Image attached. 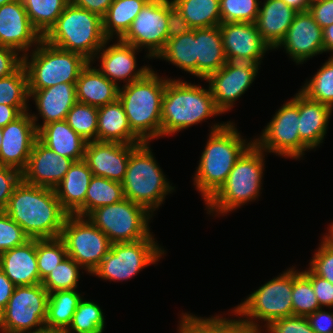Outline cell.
Segmentation results:
<instances>
[{
  "mask_svg": "<svg viewBox=\"0 0 333 333\" xmlns=\"http://www.w3.org/2000/svg\"><path fill=\"white\" fill-rule=\"evenodd\" d=\"M168 0H149L121 38L138 49L147 48V57L157 58L168 40Z\"/></svg>",
  "mask_w": 333,
  "mask_h": 333,
  "instance_id": "obj_15",
  "label": "cell"
},
{
  "mask_svg": "<svg viewBox=\"0 0 333 333\" xmlns=\"http://www.w3.org/2000/svg\"><path fill=\"white\" fill-rule=\"evenodd\" d=\"M308 11L322 29L333 24V0L310 4Z\"/></svg>",
  "mask_w": 333,
  "mask_h": 333,
  "instance_id": "obj_55",
  "label": "cell"
},
{
  "mask_svg": "<svg viewBox=\"0 0 333 333\" xmlns=\"http://www.w3.org/2000/svg\"><path fill=\"white\" fill-rule=\"evenodd\" d=\"M180 69L197 76L195 29L167 40L163 51L157 56Z\"/></svg>",
  "mask_w": 333,
  "mask_h": 333,
  "instance_id": "obj_36",
  "label": "cell"
},
{
  "mask_svg": "<svg viewBox=\"0 0 333 333\" xmlns=\"http://www.w3.org/2000/svg\"><path fill=\"white\" fill-rule=\"evenodd\" d=\"M93 173L84 160L74 162L54 189L61 207L68 215L85 217V196Z\"/></svg>",
  "mask_w": 333,
  "mask_h": 333,
  "instance_id": "obj_25",
  "label": "cell"
},
{
  "mask_svg": "<svg viewBox=\"0 0 333 333\" xmlns=\"http://www.w3.org/2000/svg\"><path fill=\"white\" fill-rule=\"evenodd\" d=\"M65 121L87 143L97 141L98 107L76 102Z\"/></svg>",
  "mask_w": 333,
  "mask_h": 333,
  "instance_id": "obj_42",
  "label": "cell"
},
{
  "mask_svg": "<svg viewBox=\"0 0 333 333\" xmlns=\"http://www.w3.org/2000/svg\"><path fill=\"white\" fill-rule=\"evenodd\" d=\"M259 64L240 61H227L218 71L205 80L214 98L216 107L224 114L253 83Z\"/></svg>",
  "mask_w": 333,
  "mask_h": 333,
  "instance_id": "obj_16",
  "label": "cell"
},
{
  "mask_svg": "<svg viewBox=\"0 0 333 333\" xmlns=\"http://www.w3.org/2000/svg\"><path fill=\"white\" fill-rule=\"evenodd\" d=\"M21 113L14 107L0 104V127L3 128L8 123L13 122Z\"/></svg>",
  "mask_w": 333,
  "mask_h": 333,
  "instance_id": "obj_60",
  "label": "cell"
},
{
  "mask_svg": "<svg viewBox=\"0 0 333 333\" xmlns=\"http://www.w3.org/2000/svg\"><path fill=\"white\" fill-rule=\"evenodd\" d=\"M22 180L21 172L8 166H0V211H4L14 188Z\"/></svg>",
  "mask_w": 333,
  "mask_h": 333,
  "instance_id": "obj_50",
  "label": "cell"
},
{
  "mask_svg": "<svg viewBox=\"0 0 333 333\" xmlns=\"http://www.w3.org/2000/svg\"><path fill=\"white\" fill-rule=\"evenodd\" d=\"M43 39L32 26L22 0H14L0 6V46L9 47L23 56L32 45ZM25 52V53H24Z\"/></svg>",
  "mask_w": 333,
  "mask_h": 333,
  "instance_id": "obj_19",
  "label": "cell"
},
{
  "mask_svg": "<svg viewBox=\"0 0 333 333\" xmlns=\"http://www.w3.org/2000/svg\"><path fill=\"white\" fill-rule=\"evenodd\" d=\"M91 65L89 62L76 81L77 102L101 107L116 101L120 86L111 82Z\"/></svg>",
  "mask_w": 333,
  "mask_h": 333,
  "instance_id": "obj_29",
  "label": "cell"
},
{
  "mask_svg": "<svg viewBox=\"0 0 333 333\" xmlns=\"http://www.w3.org/2000/svg\"><path fill=\"white\" fill-rule=\"evenodd\" d=\"M16 333H26V331L16 332ZM27 333H64V332L56 330V329H52V328H49V327H43V328L38 329V330L27 331Z\"/></svg>",
  "mask_w": 333,
  "mask_h": 333,
  "instance_id": "obj_63",
  "label": "cell"
},
{
  "mask_svg": "<svg viewBox=\"0 0 333 333\" xmlns=\"http://www.w3.org/2000/svg\"><path fill=\"white\" fill-rule=\"evenodd\" d=\"M2 137H3V130L0 127V147H1V144H2Z\"/></svg>",
  "mask_w": 333,
  "mask_h": 333,
  "instance_id": "obj_66",
  "label": "cell"
},
{
  "mask_svg": "<svg viewBox=\"0 0 333 333\" xmlns=\"http://www.w3.org/2000/svg\"><path fill=\"white\" fill-rule=\"evenodd\" d=\"M192 29L221 24L220 0H171Z\"/></svg>",
  "mask_w": 333,
  "mask_h": 333,
  "instance_id": "obj_35",
  "label": "cell"
},
{
  "mask_svg": "<svg viewBox=\"0 0 333 333\" xmlns=\"http://www.w3.org/2000/svg\"><path fill=\"white\" fill-rule=\"evenodd\" d=\"M152 215L143 206L125 198L96 208L86 217L113 244L135 242L151 236L148 223Z\"/></svg>",
  "mask_w": 333,
  "mask_h": 333,
  "instance_id": "obj_10",
  "label": "cell"
},
{
  "mask_svg": "<svg viewBox=\"0 0 333 333\" xmlns=\"http://www.w3.org/2000/svg\"><path fill=\"white\" fill-rule=\"evenodd\" d=\"M80 268L75 260L67 256L42 280V286L48 293L76 289Z\"/></svg>",
  "mask_w": 333,
  "mask_h": 333,
  "instance_id": "obj_44",
  "label": "cell"
},
{
  "mask_svg": "<svg viewBox=\"0 0 333 333\" xmlns=\"http://www.w3.org/2000/svg\"><path fill=\"white\" fill-rule=\"evenodd\" d=\"M260 3L259 0H220L221 23H255Z\"/></svg>",
  "mask_w": 333,
  "mask_h": 333,
  "instance_id": "obj_46",
  "label": "cell"
},
{
  "mask_svg": "<svg viewBox=\"0 0 333 333\" xmlns=\"http://www.w3.org/2000/svg\"><path fill=\"white\" fill-rule=\"evenodd\" d=\"M309 269L333 284V246L324 238L310 261Z\"/></svg>",
  "mask_w": 333,
  "mask_h": 333,
  "instance_id": "obj_48",
  "label": "cell"
},
{
  "mask_svg": "<svg viewBox=\"0 0 333 333\" xmlns=\"http://www.w3.org/2000/svg\"><path fill=\"white\" fill-rule=\"evenodd\" d=\"M322 238H324L330 245L333 246V223L329 227L328 234L326 236L324 235Z\"/></svg>",
  "mask_w": 333,
  "mask_h": 333,
  "instance_id": "obj_64",
  "label": "cell"
},
{
  "mask_svg": "<svg viewBox=\"0 0 333 333\" xmlns=\"http://www.w3.org/2000/svg\"><path fill=\"white\" fill-rule=\"evenodd\" d=\"M227 61L259 64L270 46L260 37L255 23L226 22L219 25Z\"/></svg>",
  "mask_w": 333,
  "mask_h": 333,
  "instance_id": "obj_17",
  "label": "cell"
},
{
  "mask_svg": "<svg viewBox=\"0 0 333 333\" xmlns=\"http://www.w3.org/2000/svg\"><path fill=\"white\" fill-rule=\"evenodd\" d=\"M168 39L178 37L192 30L185 18L168 0V20H167Z\"/></svg>",
  "mask_w": 333,
  "mask_h": 333,
  "instance_id": "obj_54",
  "label": "cell"
},
{
  "mask_svg": "<svg viewBox=\"0 0 333 333\" xmlns=\"http://www.w3.org/2000/svg\"><path fill=\"white\" fill-rule=\"evenodd\" d=\"M178 333H215V316L197 317L182 313Z\"/></svg>",
  "mask_w": 333,
  "mask_h": 333,
  "instance_id": "obj_51",
  "label": "cell"
},
{
  "mask_svg": "<svg viewBox=\"0 0 333 333\" xmlns=\"http://www.w3.org/2000/svg\"><path fill=\"white\" fill-rule=\"evenodd\" d=\"M15 287V284L0 269V313L8 304Z\"/></svg>",
  "mask_w": 333,
  "mask_h": 333,
  "instance_id": "obj_59",
  "label": "cell"
},
{
  "mask_svg": "<svg viewBox=\"0 0 333 333\" xmlns=\"http://www.w3.org/2000/svg\"><path fill=\"white\" fill-rule=\"evenodd\" d=\"M234 125L229 121L211 127L193 179L205 204L225 184L236 161L254 143L242 139Z\"/></svg>",
  "mask_w": 333,
  "mask_h": 333,
  "instance_id": "obj_2",
  "label": "cell"
},
{
  "mask_svg": "<svg viewBox=\"0 0 333 333\" xmlns=\"http://www.w3.org/2000/svg\"><path fill=\"white\" fill-rule=\"evenodd\" d=\"M73 163V160L53 152L37 139L21 172L22 180L31 185L55 189Z\"/></svg>",
  "mask_w": 333,
  "mask_h": 333,
  "instance_id": "obj_21",
  "label": "cell"
},
{
  "mask_svg": "<svg viewBox=\"0 0 333 333\" xmlns=\"http://www.w3.org/2000/svg\"><path fill=\"white\" fill-rule=\"evenodd\" d=\"M105 316L99 305L82 298L73 319L64 333H103Z\"/></svg>",
  "mask_w": 333,
  "mask_h": 333,
  "instance_id": "obj_40",
  "label": "cell"
},
{
  "mask_svg": "<svg viewBox=\"0 0 333 333\" xmlns=\"http://www.w3.org/2000/svg\"><path fill=\"white\" fill-rule=\"evenodd\" d=\"M315 333H333V312L318 309L306 316Z\"/></svg>",
  "mask_w": 333,
  "mask_h": 333,
  "instance_id": "obj_57",
  "label": "cell"
},
{
  "mask_svg": "<svg viewBox=\"0 0 333 333\" xmlns=\"http://www.w3.org/2000/svg\"><path fill=\"white\" fill-rule=\"evenodd\" d=\"M292 306L294 316H307L321 309L311 280L293 268Z\"/></svg>",
  "mask_w": 333,
  "mask_h": 333,
  "instance_id": "obj_43",
  "label": "cell"
},
{
  "mask_svg": "<svg viewBox=\"0 0 333 333\" xmlns=\"http://www.w3.org/2000/svg\"><path fill=\"white\" fill-rule=\"evenodd\" d=\"M298 12L286 5L283 0H266L255 21L260 37L275 49L284 39L287 30Z\"/></svg>",
  "mask_w": 333,
  "mask_h": 333,
  "instance_id": "obj_27",
  "label": "cell"
},
{
  "mask_svg": "<svg viewBox=\"0 0 333 333\" xmlns=\"http://www.w3.org/2000/svg\"><path fill=\"white\" fill-rule=\"evenodd\" d=\"M71 4L95 13L103 18L113 0H69Z\"/></svg>",
  "mask_w": 333,
  "mask_h": 333,
  "instance_id": "obj_58",
  "label": "cell"
},
{
  "mask_svg": "<svg viewBox=\"0 0 333 333\" xmlns=\"http://www.w3.org/2000/svg\"><path fill=\"white\" fill-rule=\"evenodd\" d=\"M32 26L43 37L56 23L69 0H22Z\"/></svg>",
  "mask_w": 333,
  "mask_h": 333,
  "instance_id": "obj_37",
  "label": "cell"
},
{
  "mask_svg": "<svg viewBox=\"0 0 333 333\" xmlns=\"http://www.w3.org/2000/svg\"><path fill=\"white\" fill-rule=\"evenodd\" d=\"M97 141L134 145L143 143L131 131L128 118L119 99L98 107Z\"/></svg>",
  "mask_w": 333,
  "mask_h": 333,
  "instance_id": "obj_30",
  "label": "cell"
},
{
  "mask_svg": "<svg viewBox=\"0 0 333 333\" xmlns=\"http://www.w3.org/2000/svg\"><path fill=\"white\" fill-rule=\"evenodd\" d=\"M168 80L151 69L142 79L119 88L118 99L131 131L142 142L161 137L162 99Z\"/></svg>",
  "mask_w": 333,
  "mask_h": 333,
  "instance_id": "obj_3",
  "label": "cell"
},
{
  "mask_svg": "<svg viewBox=\"0 0 333 333\" xmlns=\"http://www.w3.org/2000/svg\"><path fill=\"white\" fill-rule=\"evenodd\" d=\"M160 247L152 235L135 242L113 243L92 275L110 281L128 280L159 261L165 253Z\"/></svg>",
  "mask_w": 333,
  "mask_h": 333,
  "instance_id": "obj_11",
  "label": "cell"
},
{
  "mask_svg": "<svg viewBox=\"0 0 333 333\" xmlns=\"http://www.w3.org/2000/svg\"><path fill=\"white\" fill-rule=\"evenodd\" d=\"M310 79L300 91L309 99L333 109V57H330Z\"/></svg>",
  "mask_w": 333,
  "mask_h": 333,
  "instance_id": "obj_41",
  "label": "cell"
},
{
  "mask_svg": "<svg viewBox=\"0 0 333 333\" xmlns=\"http://www.w3.org/2000/svg\"><path fill=\"white\" fill-rule=\"evenodd\" d=\"M149 0H113L102 18L104 36L111 41L113 35L121 39L130 29L133 20Z\"/></svg>",
  "mask_w": 333,
  "mask_h": 333,
  "instance_id": "obj_33",
  "label": "cell"
},
{
  "mask_svg": "<svg viewBox=\"0 0 333 333\" xmlns=\"http://www.w3.org/2000/svg\"><path fill=\"white\" fill-rule=\"evenodd\" d=\"M48 297L49 293L42 283L16 286L0 313L1 333L27 332L45 327Z\"/></svg>",
  "mask_w": 333,
  "mask_h": 333,
  "instance_id": "obj_13",
  "label": "cell"
},
{
  "mask_svg": "<svg viewBox=\"0 0 333 333\" xmlns=\"http://www.w3.org/2000/svg\"><path fill=\"white\" fill-rule=\"evenodd\" d=\"M197 77L205 80L226 62L219 26L195 29Z\"/></svg>",
  "mask_w": 333,
  "mask_h": 333,
  "instance_id": "obj_31",
  "label": "cell"
},
{
  "mask_svg": "<svg viewBox=\"0 0 333 333\" xmlns=\"http://www.w3.org/2000/svg\"><path fill=\"white\" fill-rule=\"evenodd\" d=\"M321 1H324V0H309V3L314 4V3H317V2H321Z\"/></svg>",
  "mask_w": 333,
  "mask_h": 333,
  "instance_id": "obj_67",
  "label": "cell"
},
{
  "mask_svg": "<svg viewBox=\"0 0 333 333\" xmlns=\"http://www.w3.org/2000/svg\"><path fill=\"white\" fill-rule=\"evenodd\" d=\"M282 46L298 64L324 53L322 28L309 11L296 14L284 39L275 49Z\"/></svg>",
  "mask_w": 333,
  "mask_h": 333,
  "instance_id": "obj_20",
  "label": "cell"
},
{
  "mask_svg": "<svg viewBox=\"0 0 333 333\" xmlns=\"http://www.w3.org/2000/svg\"><path fill=\"white\" fill-rule=\"evenodd\" d=\"M220 114L209 87L169 79L162 99L161 137Z\"/></svg>",
  "mask_w": 333,
  "mask_h": 333,
  "instance_id": "obj_4",
  "label": "cell"
},
{
  "mask_svg": "<svg viewBox=\"0 0 333 333\" xmlns=\"http://www.w3.org/2000/svg\"><path fill=\"white\" fill-rule=\"evenodd\" d=\"M302 272L311 280L320 307L323 308L326 306L333 308V284L315 275L310 269Z\"/></svg>",
  "mask_w": 333,
  "mask_h": 333,
  "instance_id": "obj_52",
  "label": "cell"
},
{
  "mask_svg": "<svg viewBox=\"0 0 333 333\" xmlns=\"http://www.w3.org/2000/svg\"><path fill=\"white\" fill-rule=\"evenodd\" d=\"M36 256L39 276L43 280L67 257L66 246L60 237L36 239Z\"/></svg>",
  "mask_w": 333,
  "mask_h": 333,
  "instance_id": "obj_45",
  "label": "cell"
},
{
  "mask_svg": "<svg viewBox=\"0 0 333 333\" xmlns=\"http://www.w3.org/2000/svg\"><path fill=\"white\" fill-rule=\"evenodd\" d=\"M2 130L0 166L12 167L22 172L27 165L33 145L38 139L33 118L27 111L4 126Z\"/></svg>",
  "mask_w": 333,
  "mask_h": 333,
  "instance_id": "obj_18",
  "label": "cell"
},
{
  "mask_svg": "<svg viewBox=\"0 0 333 333\" xmlns=\"http://www.w3.org/2000/svg\"><path fill=\"white\" fill-rule=\"evenodd\" d=\"M287 6L297 12H306L309 9V0H283Z\"/></svg>",
  "mask_w": 333,
  "mask_h": 333,
  "instance_id": "obj_62",
  "label": "cell"
},
{
  "mask_svg": "<svg viewBox=\"0 0 333 333\" xmlns=\"http://www.w3.org/2000/svg\"><path fill=\"white\" fill-rule=\"evenodd\" d=\"M0 269L15 284L28 286L42 283L38 272L36 239L0 254Z\"/></svg>",
  "mask_w": 333,
  "mask_h": 333,
  "instance_id": "obj_26",
  "label": "cell"
},
{
  "mask_svg": "<svg viewBox=\"0 0 333 333\" xmlns=\"http://www.w3.org/2000/svg\"><path fill=\"white\" fill-rule=\"evenodd\" d=\"M332 111L330 106L309 99L299 90V136L310 149L323 142Z\"/></svg>",
  "mask_w": 333,
  "mask_h": 333,
  "instance_id": "obj_28",
  "label": "cell"
},
{
  "mask_svg": "<svg viewBox=\"0 0 333 333\" xmlns=\"http://www.w3.org/2000/svg\"><path fill=\"white\" fill-rule=\"evenodd\" d=\"M34 49L29 55L30 60L28 54L23 56L28 90L45 89L61 83H76L81 71L90 62L79 53L62 50L43 39Z\"/></svg>",
  "mask_w": 333,
  "mask_h": 333,
  "instance_id": "obj_8",
  "label": "cell"
},
{
  "mask_svg": "<svg viewBox=\"0 0 333 333\" xmlns=\"http://www.w3.org/2000/svg\"><path fill=\"white\" fill-rule=\"evenodd\" d=\"M81 299L76 289L49 293L45 327L65 332Z\"/></svg>",
  "mask_w": 333,
  "mask_h": 333,
  "instance_id": "obj_34",
  "label": "cell"
},
{
  "mask_svg": "<svg viewBox=\"0 0 333 333\" xmlns=\"http://www.w3.org/2000/svg\"><path fill=\"white\" fill-rule=\"evenodd\" d=\"M324 52H332L333 57V24L322 29Z\"/></svg>",
  "mask_w": 333,
  "mask_h": 333,
  "instance_id": "obj_61",
  "label": "cell"
},
{
  "mask_svg": "<svg viewBox=\"0 0 333 333\" xmlns=\"http://www.w3.org/2000/svg\"><path fill=\"white\" fill-rule=\"evenodd\" d=\"M4 212L30 239L60 237L68 216L53 188L31 185L23 180L14 188Z\"/></svg>",
  "mask_w": 333,
  "mask_h": 333,
  "instance_id": "obj_1",
  "label": "cell"
},
{
  "mask_svg": "<svg viewBox=\"0 0 333 333\" xmlns=\"http://www.w3.org/2000/svg\"><path fill=\"white\" fill-rule=\"evenodd\" d=\"M292 289L293 268H289L247 296L231 313L246 318L239 320L261 331L259 320L266 321L267 327L274 320L293 316Z\"/></svg>",
  "mask_w": 333,
  "mask_h": 333,
  "instance_id": "obj_9",
  "label": "cell"
},
{
  "mask_svg": "<svg viewBox=\"0 0 333 333\" xmlns=\"http://www.w3.org/2000/svg\"><path fill=\"white\" fill-rule=\"evenodd\" d=\"M268 333H315L305 316H290L272 321Z\"/></svg>",
  "mask_w": 333,
  "mask_h": 333,
  "instance_id": "obj_49",
  "label": "cell"
},
{
  "mask_svg": "<svg viewBox=\"0 0 333 333\" xmlns=\"http://www.w3.org/2000/svg\"><path fill=\"white\" fill-rule=\"evenodd\" d=\"M9 47L0 46V78L11 75L23 65V55Z\"/></svg>",
  "mask_w": 333,
  "mask_h": 333,
  "instance_id": "obj_53",
  "label": "cell"
},
{
  "mask_svg": "<svg viewBox=\"0 0 333 333\" xmlns=\"http://www.w3.org/2000/svg\"><path fill=\"white\" fill-rule=\"evenodd\" d=\"M12 1H14V0H0V6L10 3Z\"/></svg>",
  "mask_w": 333,
  "mask_h": 333,
  "instance_id": "obj_65",
  "label": "cell"
},
{
  "mask_svg": "<svg viewBox=\"0 0 333 333\" xmlns=\"http://www.w3.org/2000/svg\"><path fill=\"white\" fill-rule=\"evenodd\" d=\"M149 145V142H143L131 152L121 183L126 199L153 214L174 187L165 178Z\"/></svg>",
  "mask_w": 333,
  "mask_h": 333,
  "instance_id": "obj_7",
  "label": "cell"
},
{
  "mask_svg": "<svg viewBox=\"0 0 333 333\" xmlns=\"http://www.w3.org/2000/svg\"><path fill=\"white\" fill-rule=\"evenodd\" d=\"M60 238L66 246L67 256L90 274L99 266L112 245L109 238L87 217L78 215L66 217Z\"/></svg>",
  "mask_w": 333,
  "mask_h": 333,
  "instance_id": "obj_12",
  "label": "cell"
},
{
  "mask_svg": "<svg viewBox=\"0 0 333 333\" xmlns=\"http://www.w3.org/2000/svg\"><path fill=\"white\" fill-rule=\"evenodd\" d=\"M43 40L62 50L79 53L93 62L107 38L99 15L69 3Z\"/></svg>",
  "mask_w": 333,
  "mask_h": 333,
  "instance_id": "obj_5",
  "label": "cell"
},
{
  "mask_svg": "<svg viewBox=\"0 0 333 333\" xmlns=\"http://www.w3.org/2000/svg\"><path fill=\"white\" fill-rule=\"evenodd\" d=\"M29 97L35 101L38 114L43 118V124L36 123L38 117L32 114L34 124L37 131L44 125L63 121L73 105L77 102L76 99V83H61L45 89L28 90Z\"/></svg>",
  "mask_w": 333,
  "mask_h": 333,
  "instance_id": "obj_24",
  "label": "cell"
},
{
  "mask_svg": "<svg viewBox=\"0 0 333 333\" xmlns=\"http://www.w3.org/2000/svg\"><path fill=\"white\" fill-rule=\"evenodd\" d=\"M215 333H261V331L253 329L239 319H227L216 315Z\"/></svg>",
  "mask_w": 333,
  "mask_h": 333,
  "instance_id": "obj_56",
  "label": "cell"
},
{
  "mask_svg": "<svg viewBox=\"0 0 333 333\" xmlns=\"http://www.w3.org/2000/svg\"><path fill=\"white\" fill-rule=\"evenodd\" d=\"M264 151L253 143L236 161L225 184L206 203L208 214H226L260 196Z\"/></svg>",
  "mask_w": 333,
  "mask_h": 333,
  "instance_id": "obj_6",
  "label": "cell"
},
{
  "mask_svg": "<svg viewBox=\"0 0 333 333\" xmlns=\"http://www.w3.org/2000/svg\"><path fill=\"white\" fill-rule=\"evenodd\" d=\"M38 139L60 156L74 162L84 160L87 142L65 120L44 125L38 131Z\"/></svg>",
  "mask_w": 333,
  "mask_h": 333,
  "instance_id": "obj_32",
  "label": "cell"
},
{
  "mask_svg": "<svg viewBox=\"0 0 333 333\" xmlns=\"http://www.w3.org/2000/svg\"><path fill=\"white\" fill-rule=\"evenodd\" d=\"M27 72L22 65L16 72L0 78V104L14 106L21 114L28 111Z\"/></svg>",
  "mask_w": 333,
  "mask_h": 333,
  "instance_id": "obj_39",
  "label": "cell"
},
{
  "mask_svg": "<svg viewBox=\"0 0 333 333\" xmlns=\"http://www.w3.org/2000/svg\"><path fill=\"white\" fill-rule=\"evenodd\" d=\"M125 199L122 183L95 176L90 180L85 196V217L94 209Z\"/></svg>",
  "mask_w": 333,
  "mask_h": 333,
  "instance_id": "obj_38",
  "label": "cell"
},
{
  "mask_svg": "<svg viewBox=\"0 0 333 333\" xmlns=\"http://www.w3.org/2000/svg\"><path fill=\"white\" fill-rule=\"evenodd\" d=\"M137 146L118 142H88L84 161L93 175L122 182L130 154Z\"/></svg>",
  "mask_w": 333,
  "mask_h": 333,
  "instance_id": "obj_22",
  "label": "cell"
},
{
  "mask_svg": "<svg viewBox=\"0 0 333 333\" xmlns=\"http://www.w3.org/2000/svg\"><path fill=\"white\" fill-rule=\"evenodd\" d=\"M273 116L254 143L264 152L300 159L310 148L299 136V92Z\"/></svg>",
  "mask_w": 333,
  "mask_h": 333,
  "instance_id": "obj_14",
  "label": "cell"
},
{
  "mask_svg": "<svg viewBox=\"0 0 333 333\" xmlns=\"http://www.w3.org/2000/svg\"><path fill=\"white\" fill-rule=\"evenodd\" d=\"M30 238L21 226L4 211H0V254L25 244Z\"/></svg>",
  "mask_w": 333,
  "mask_h": 333,
  "instance_id": "obj_47",
  "label": "cell"
},
{
  "mask_svg": "<svg viewBox=\"0 0 333 333\" xmlns=\"http://www.w3.org/2000/svg\"><path fill=\"white\" fill-rule=\"evenodd\" d=\"M117 43L107 47L109 39L96 53L95 57H100V68L98 70L107 77L111 82L118 85V80H123L127 85L131 82L142 79L152 68L143 66L138 70L136 62V51L139 49L135 46L117 39ZM107 47V48H106ZM102 51V52H101ZM99 54V55H98ZM117 81V82H116Z\"/></svg>",
  "mask_w": 333,
  "mask_h": 333,
  "instance_id": "obj_23",
  "label": "cell"
}]
</instances>
